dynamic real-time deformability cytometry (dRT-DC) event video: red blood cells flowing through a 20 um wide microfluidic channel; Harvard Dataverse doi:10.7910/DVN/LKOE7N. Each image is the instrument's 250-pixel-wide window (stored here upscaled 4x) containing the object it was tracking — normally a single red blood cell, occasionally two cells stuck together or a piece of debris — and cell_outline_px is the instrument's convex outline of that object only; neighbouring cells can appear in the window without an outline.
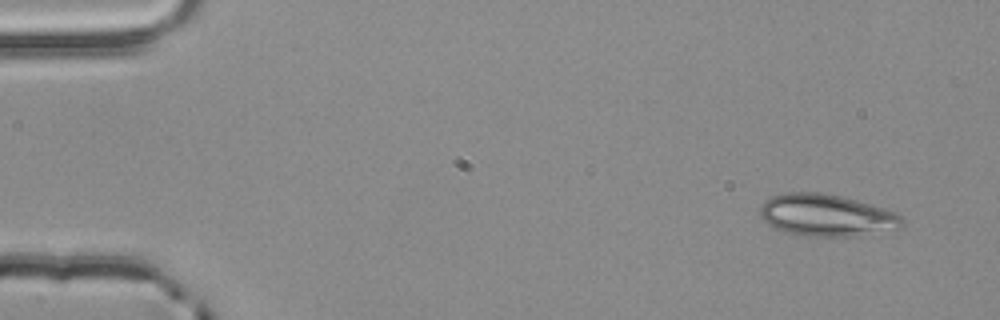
{"species": "common noctule bat (a hibernating species)", "species_latin": "Nyctalus noctula", "temperature_condition": "room temperature", "stored_images_in_passage": 53, "camera_frame_rate_fps": 3000, "um_per_image_px": 0.085, "animal": {"sex": "male", "body_mass_g": 20.4}, "frame": {"image": 1, "passage_image": 3, "time_ms": 0.667, "image_size_px": [1000, 320], "cell_outline_px": [[904, 224], [900, 228], [860, 236], [804, 236], [788, 232], [776, 228], [768, 224], [760, 216], [760, 208], [764, 200], [772, 196], [784, 192], [820, 192], [844, 196], [884, 208], [896, 212], [904, 216]], "centroid_in_image_um": [70.29, 18.29], "position_along_channel_um": 14.7, "area_um2": 35.14}}
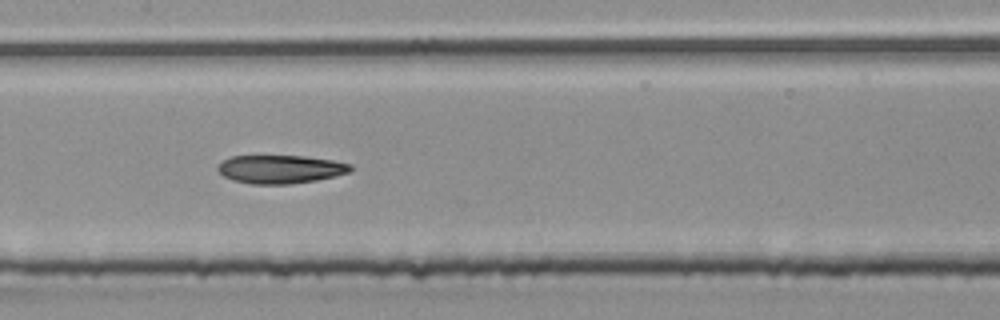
{"frame": {"image": 2, "passage_image": 26, "time_ms": 8.333, "image_size_px": [1000, 320], "cell_outline_px": [[352, 168], [348, 172], [336, 176], [316, 180], [292, 184], [252, 184], [232, 180], [224, 176], [216, 168], [224, 160], [232, 156], [304, 156], [332, 160], [352, 164]], "centroid_in_image_um": [23.84, 14.38], "position_along_channel_um": 183.6, "area_um2": 21.85}}
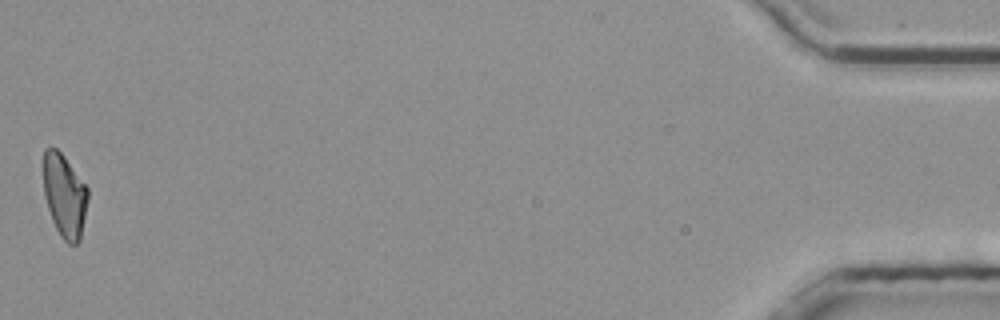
{"frame": {"image": 3, "passage_image": 53, "time_ms": 17.333, "image_size_px": [1000, 320], "cell_outline_px": [[88, 200], [80, 240], [76, 244], [68, 244], [60, 236], [52, 220], [44, 196], [40, 168], [44, 148], [56, 148], [64, 156], [88, 188]], "centroid_in_image_um": [5.43, 16.58], "position_along_channel_um": 429.8, "area_um2": 22.14}, "authors_computed_cell_mechanics": {"area_um2": 22.7732, "velocity_mm_per_s": 3.8651, "shape_relaxation_time_tau1_ms": null, "shape_relaxation_time_tau2_ms": 4.6321, "deformation_change_tau1": null, "deformation_change_tau2": 0.1259}}